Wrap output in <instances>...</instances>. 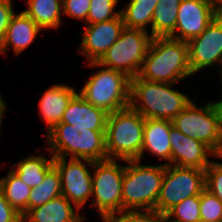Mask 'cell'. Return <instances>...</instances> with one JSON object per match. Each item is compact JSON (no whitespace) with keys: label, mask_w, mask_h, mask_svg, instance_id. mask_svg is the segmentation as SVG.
<instances>
[{"label":"cell","mask_w":222,"mask_h":222,"mask_svg":"<svg viewBox=\"0 0 222 222\" xmlns=\"http://www.w3.org/2000/svg\"><path fill=\"white\" fill-rule=\"evenodd\" d=\"M138 76L150 82L176 84L192 77L187 42L170 37L152 38Z\"/></svg>","instance_id":"obj_1"},{"label":"cell","mask_w":222,"mask_h":222,"mask_svg":"<svg viewBox=\"0 0 222 222\" xmlns=\"http://www.w3.org/2000/svg\"><path fill=\"white\" fill-rule=\"evenodd\" d=\"M176 83L131 79L130 106L145 119L172 121L192 98L176 88Z\"/></svg>","instance_id":"obj_2"},{"label":"cell","mask_w":222,"mask_h":222,"mask_svg":"<svg viewBox=\"0 0 222 222\" xmlns=\"http://www.w3.org/2000/svg\"><path fill=\"white\" fill-rule=\"evenodd\" d=\"M105 132L59 123L44 137L45 152L53 157L103 161L107 159Z\"/></svg>","instance_id":"obj_3"},{"label":"cell","mask_w":222,"mask_h":222,"mask_svg":"<svg viewBox=\"0 0 222 222\" xmlns=\"http://www.w3.org/2000/svg\"><path fill=\"white\" fill-rule=\"evenodd\" d=\"M86 66L97 68L85 80L78 93L96 108L108 114L130 105L131 78L126 74L106 68L98 62Z\"/></svg>","instance_id":"obj_4"},{"label":"cell","mask_w":222,"mask_h":222,"mask_svg":"<svg viewBox=\"0 0 222 222\" xmlns=\"http://www.w3.org/2000/svg\"><path fill=\"white\" fill-rule=\"evenodd\" d=\"M164 177V164L125 161L122 182V210H154Z\"/></svg>","instance_id":"obj_5"},{"label":"cell","mask_w":222,"mask_h":222,"mask_svg":"<svg viewBox=\"0 0 222 222\" xmlns=\"http://www.w3.org/2000/svg\"><path fill=\"white\" fill-rule=\"evenodd\" d=\"M143 118L130 105L108 114L105 140L107 159L138 160L143 147Z\"/></svg>","instance_id":"obj_6"},{"label":"cell","mask_w":222,"mask_h":222,"mask_svg":"<svg viewBox=\"0 0 222 222\" xmlns=\"http://www.w3.org/2000/svg\"><path fill=\"white\" fill-rule=\"evenodd\" d=\"M120 163V164H119ZM125 160L93 162L91 207L101 219L122 211V182Z\"/></svg>","instance_id":"obj_7"},{"label":"cell","mask_w":222,"mask_h":222,"mask_svg":"<svg viewBox=\"0 0 222 222\" xmlns=\"http://www.w3.org/2000/svg\"><path fill=\"white\" fill-rule=\"evenodd\" d=\"M151 39L149 32L125 27L119 39L97 62L132 79L140 73Z\"/></svg>","instance_id":"obj_8"},{"label":"cell","mask_w":222,"mask_h":222,"mask_svg":"<svg viewBox=\"0 0 222 222\" xmlns=\"http://www.w3.org/2000/svg\"><path fill=\"white\" fill-rule=\"evenodd\" d=\"M205 189V170L164 165V177L155 211L164 216L186 198L200 195Z\"/></svg>","instance_id":"obj_9"},{"label":"cell","mask_w":222,"mask_h":222,"mask_svg":"<svg viewBox=\"0 0 222 222\" xmlns=\"http://www.w3.org/2000/svg\"><path fill=\"white\" fill-rule=\"evenodd\" d=\"M53 165L61 177L62 195L80 211L83 210L91 201L93 161L54 157Z\"/></svg>","instance_id":"obj_10"},{"label":"cell","mask_w":222,"mask_h":222,"mask_svg":"<svg viewBox=\"0 0 222 222\" xmlns=\"http://www.w3.org/2000/svg\"><path fill=\"white\" fill-rule=\"evenodd\" d=\"M173 126L184 135L194 138L212 151L220 136V126L215 109L210 101L203 106L192 102L182 110L173 120Z\"/></svg>","instance_id":"obj_11"},{"label":"cell","mask_w":222,"mask_h":222,"mask_svg":"<svg viewBox=\"0 0 222 222\" xmlns=\"http://www.w3.org/2000/svg\"><path fill=\"white\" fill-rule=\"evenodd\" d=\"M192 75L222 63V17H215L207 28L188 42Z\"/></svg>","instance_id":"obj_12"},{"label":"cell","mask_w":222,"mask_h":222,"mask_svg":"<svg viewBox=\"0 0 222 222\" xmlns=\"http://www.w3.org/2000/svg\"><path fill=\"white\" fill-rule=\"evenodd\" d=\"M124 28L121 15L109 21L85 24L77 52L84 56L85 63L97 62L119 39Z\"/></svg>","instance_id":"obj_13"},{"label":"cell","mask_w":222,"mask_h":222,"mask_svg":"<svg viewBox=\"0 0 222 222\" xmlns=\"http://www.w3.org/2000/svg\"><path fill=\"white\" fill-rule=\"evenodd\" d=\"M215 17L211 0H181L170 38L188 42L199 36Z\"/></svg>","instance_id":"obj_14"},{"label":"cell","mask_w":222,"mask_h":222,"mask_svg":"<svg viewBox=\"0 0 222 222\" xmlns=\"http://www.w3.org/2000/svg\"><path fill=\"white\" fill-rule=\"evenodd\" d=\"M171 165L205 170L213 159V151L204 143L184 135L174 126L170 129Z\"/></svg>","instance_id":"obj_15"},{"label":"cell","mask_w":222,"mask_h":222,"mask_svg":"<svg viewBox=\"0 0 222 222\" xmlns=\"http://www.w3.org/2000/svg\"><path fill=\"white\" fill-rule=\"evenodd\" d=\"M40 32L44 31L23 11L15 13L0 45V54L6 57L7 52L13 50L14 56L17 57L31 46L40 36Z\"/></svg>","instance_id":"obj_16"},{"label":"cell","mask_w":222,"mask_h":222,"mask_svg":"<svg viewBox=\"0 0 222 222\" xmlns=\"http://www.w3.org/2000/svg\"><path fill=\"white\" fill-rule=\"evenodd\" d=\"M74 88L70 84L56 83L47 88L39 98V117L46 124L45 133L61 122L68 103L78 92Z\"/></svg>","instance_id":"obj_17"},{"label":"cell","mask_w":222,"mask_h":222,"mask_svg":"<svg viewBox=\"0 0 222 222\" xmlns=\"http://www.w3.org/2000/svg\"><path fill=\"white\" fill-rule=\"evenodd\" d=\"M172 121L161 119H145L143 129V147L139 161H143L149 154L165 161L164 165H171L170 129Z\"/></svg>","instance_id":"obj_18"},{"label":"cell","mask_w":222,"mask_h":222,"mask_svg":"<svg viewBox=\"0 0 222 222\" xmlns=\"http://www.w3.org/2000/svg\"><path fill=\"white\" fill-rule=\"evenodd\" d=\"M108 113L88 103L78 92L67 105L60 123L94 131H106Z\"/></svg>","instance_id":"obj_19"},{"label":"cell","mask_w":222,"mask_h":222,"mask_svg":"<svg viewBox=\"0 0 222 222\" xmlns=\"http://www.w3.org/2000/svg\"><path fill=\"white\" fill-rule=\"evenodd\" d=\"M63 195L53 198L47 203L29 209L22 222H84L88 217Z\"/></svg>","instance_id":"obj_20"},{"label":"cell","mask_w":222,"mask_h":222,"mask_svg":"<svg viewBox=\"0 0 222 222\" xmlns=\"http://www.w3.org/2000/svg\"><path fill=\"white\" fill-rule=\"evenodd\" d=\"M28 8L22 10L43 31L59 30L63 24L62 0H24Z\"/></svg>","instance_id":"obj_21"},{"label":"cell","mask_w":222,"mask_h":222,"mask_svg":"<svg viewBox=\"0 0 222 222\" xmlns=\"http://www.w3.org/2000/svg\"><path fill=\"white\" fill-rule=\"evenodd\" d=\"M39 153V149H36L32 155L24 157L10 167L31 188L42 183L46 173L54 166L52 155L48 158L47 155Z\"/></svg>","instance_id":"obj_22"},{"label":"cell","mask_w":222,"mask_h":222,"mask_svg":"<svg viewBox=\"0 0 222 222\" xmlns=\"http://www.w3.org/2000/svg\"><path fill=\"white\" fill-rule=\"evenodd\" d=\"M159 0H130L120 9L124 26L140 29L151 35L152 15Z\"/></svg>","instance_id":"obj_23"},{"label":"cell","mask_w":222,"mask_h":222,"mask_svg":"<svg viewBox=\"0 0 222 222\" xmlns=\"http://www.w3.org/2000/svg\"><path fill=\"white\" fill-rule=\"evenodd\" d=\"M181 0H159L152 15L151 36L170 37L175 30Z\"/></svg>","instance_id":"obj_24"},{"label":"cell","mask_w":222,"mask_h":222,"mask_svg":"<svg viewBox=\"0 0 222 222\" xmlns=\"http://www.w3.org/2000/svg\"><path fill=\"white\" fill-rule=\"evenodd\" d=\"M0 189L10 205L23 216L28 211V198L32 190L11 169L0 178Z\"/></svg>","instance_id":"obj_25"},{"label":"cell","mask_w":222,"mask_h":222,"mask_svg":"<svg viewBox=\"0 0 222 222\" xmlns=\"http://www.w3.org/2000/svg\"><path fill=\"white\" fill-rule=\"evenodd\" d=\"M62 195L61 177L55 166L45 175L38 186L33 187L28 198V210L41 206Z\"/></svg>","instance_id":"obj_26"},{"label":"cell","mask_w":222,"mask_h":222,"mask_svg":"<svg viewBox=\"0 0 222 222\" xmlns=\"http://www.w3.org/2000/svg\"><path fill=\"white\" fill-rule=\"evenodd\" d=\"M199 220H201L200 195L184 199L163 216V222H196Z\"/></svg>","instance_id":"obj_27"},{"label":"cell","mask_w":222,"mask_h":222,"mask_svg":"<svg viewBox=\"0 0 222 222\" xmlns=\"http://www.w3.org/2000/svg\"><path fill=\"white\" fill-rule=\"evenodd\" d=\"M120 0H91L87 24L105 22L120 16L117 10Z\"/></svg>","instance_id":"obj_28"},{"label":"cell","mask_w":222,"mask_h":222,"mask_svg":"<svg viewBox=\"0 0 222 222\" xmlns=\"http://www.w3.org/2000/svg\"><path fill=\"white\" fill-rule=\"evenodd\" d=\"M103 222H163L155 210H122L102 219Z\"/></svg>","instance_id":"obj_29"},{"label":"cell","mask_w":222,"mask_h":222,"mask_svg":"<svg viewBox=\"0 0 222 222\" xmlns=\"http://www.w3.org/2000/svg\"><path fill=\"white\" fill-rule=\"evenodd\" d=\"M200 216L205 222H222V202L207 189L200 194Z\"/></svg>","instance_id":"obj_30"},{"label":"cell","mask_w":222,"mask_h":222,"mask_svg":"<svg viewBox=\"0 0 222 222\" xmlns=\"http://www.w3.org/2000/svg\"><path fill=\"white\" fill-rule=\"evenodd\" d=\"M205 189L222 202V164L214 160L205 169Z\"/></svg>","instance_id":"obj_31"},{"label":"cell","mask_w":222,"mask_h":222,"mask_svg":"<svg viewBox=\"0 0 222 222\" xmlns=\"http://www.w3.org/2000/svg\"><path fill=\"white\" fill-rule=\"evenodd\" d=\"M91 0H62L63 16L80 20L87 24Z\"/></svg>","instance_id":"obj_32"},{"label":"cell","mask_w":222,"mask_h":222,"mask_svg":"<svg viewBox=\"0 0 222 222\" xmlns=\"http://www.w3.org/2000/svg\"><path fill=\"white\" fill-rule=\"evenodd\" d=\"M13 8V0H0V45L4 39L10 20L16 13Z\"/></svg>","instance_id":"obj_33"},{"label":"cell","mask_w":222,"mask_h":222,"mask_svg":"<svg viewBox=\"0 0 222 222\" xmlns=\"http://www.w3.org/2000/svg\"><path fill=\"white\" fill-rule=\"evenodd\" d=\"M0 222H22V216L5 199L0 189Z\"/></svg>","instance_id":"obj_34"},{"label":"cell","mask_w":222,"mask_h":222,"mask_svg":"<svg viewBox=\"0 0 222 222\" xmlns=\"http://www.w3.org/2000/svg\"><path fill=\"white\" fill-rule=\"evenodd\" d=\"M215 158H217V160H222V130L220 132L217 145L213 150V159L215 160V162L222 164V162H220L219 160L217 161Z\"/></svg>","instance_id":"obj_35"},{"label":"cell","mask_w":222,"mask_h":222,"mask_svg":"<svg viewBox=\"0 0 222 222\" xmlns=\"http://www.w3.org/2000/svg\"><path fill=\"white\" fill-rule=\"evenodd\" d=\"M210 102L212 103V105L215 109V112L218 117L219 126H220V129L222 130V97H221V99H219L217 101L210 100Z\"/></svg>","instance_id":"obj_36"},{"label":"cell","mask_w":222,"mask_h":222,"mask_svg":"<svg viewBox=\"0 0 222 222\" xmlns=\"http://www.w3.org/2000/svg\"><path fill=\"white\" fill-rule=\"evenodd\" d=\"M8 104H6V101L4 100L3 95L0 92V138H1V128L3 123V118L5 116V113L9 110L7 107ZM1 142V141H0Z\"/></svg>","instance_id":"obj_37"},{"label":"cell","mask_w":222,"mask_h":222,"mask_svg":"<svg viewBox=\"0 0 222 222\" xmlns=\"http://www.w3.org/2000/svg\"><path fill=\"white\" fill-rule=\"evenodd\" d=\"M216 17H222V0H211Z\"/></svg>","instance_id":"obj_38"},{"label":"cell","mask_w":222,"mask_h":222,"mask_svg":"<svg viewBox=\"0 0 222 222\" xmlns=\"http://www.w3.org/2000/svg\"><path fill=\"white\" fill-rule=\"evenodd\" d=\"M217 69H215V70H217V71H219V77H220V84H221V91H222V63L219 65V67H216Z\"/></svg>","instance_id":"obj_39"},{"label":"cell","mask_w":222,"mask_h":222,"mask_svg":"<svg viewBox=\"0 0 222 222\" xmlns=\"http://www.w3.org/2000/svg\"><path fill=\"white\" fill-rule=\"evenodd\" d=\"M1 166H4V163H3V164H2V163H0V170H1V168H2Z\"/></svg>","instance_id":"obj_40"}]
</instances>
